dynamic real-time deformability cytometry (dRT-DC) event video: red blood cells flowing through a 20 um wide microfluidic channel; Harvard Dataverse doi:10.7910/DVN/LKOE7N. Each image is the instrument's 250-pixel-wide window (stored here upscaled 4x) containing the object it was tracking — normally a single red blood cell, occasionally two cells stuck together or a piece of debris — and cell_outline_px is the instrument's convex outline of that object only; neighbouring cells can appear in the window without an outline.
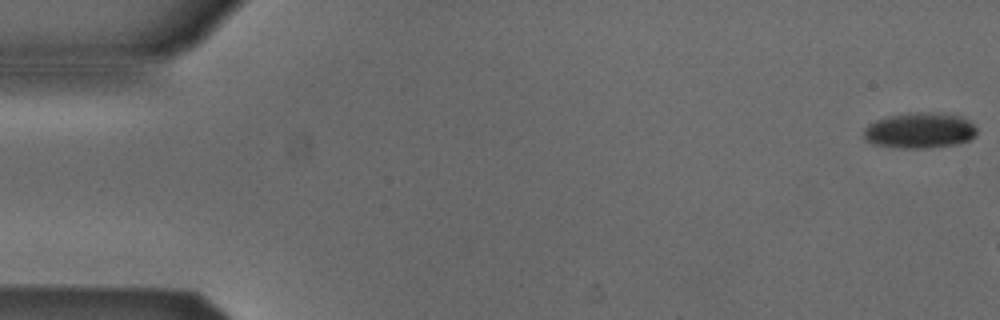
{"species": "Egyptian fruit bat (a non-hibernating species)", "species_latin": "Rousettus aegyptiacus", "temperature_condition": "cold", "stored_images_in_passage": 7, "camera_frame_rate_fps": 3000, "um_per_image_px": 0.085, "animal": {"sex": "male"}, "frame": {"image": 1, "passage_image": 1, "time_ms": 0.0, "image_size_px": [1000, 320], "cell_outline_px": [[976, 136], [968, 140], [956, 144], [928, 148], [896, 148], [872, 144], [864, 136], [864, 128], [868, 124], [876, 120], [908, 112], [928, 112], [960, 116], [968, 120], [976, 128]], "centroid_in_image_um": [78.16, 11.1], "position_along_channel_um": 6.8, "area_um2": 23.41}}